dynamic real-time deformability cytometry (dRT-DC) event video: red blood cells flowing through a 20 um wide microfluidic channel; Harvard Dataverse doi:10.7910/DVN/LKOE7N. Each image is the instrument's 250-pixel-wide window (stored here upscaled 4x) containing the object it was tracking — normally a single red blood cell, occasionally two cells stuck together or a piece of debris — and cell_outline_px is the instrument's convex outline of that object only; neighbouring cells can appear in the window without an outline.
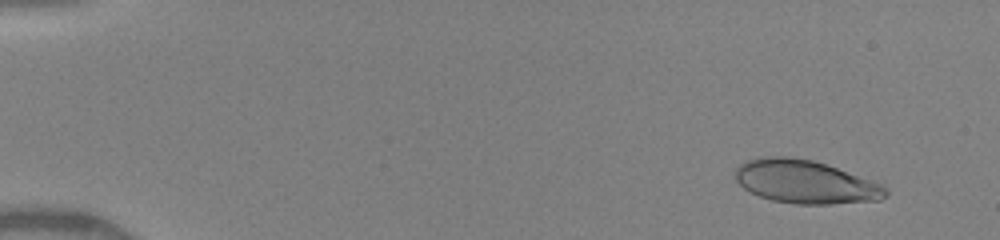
{"species": "human", "species_latin": "Homo sapiens", "temperature_condition": "warm", "stored_images_in_passage": 14, "camera_frame_rate_fps": 3000, "um_per_image_px": 0.085, "donor": {"sex": "female"}, "frame": {"image": 1, "passage_image": 1, "time_ms": 0.0, "image_size_px": [1000, 240], "cell_outline_px": [[888, 196], [880, 200], [832, 204], [796, 204], [772, 200], [760, 196], [744, 188], [732, 176], [736, 168], [740, 164], [748, 160], [764, 156], [784, 156], [812, 160], [884, 184], [888, 188]], "centroid_in_image_um": [68.47, 15.46], "position_along_channel_um": 16.5, "area_um2": 37.97}}
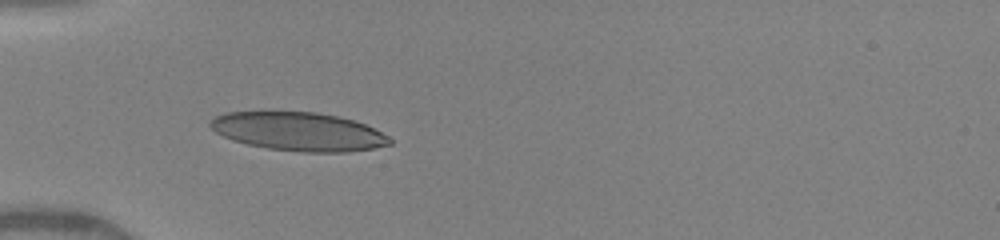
{"frame": {"image": 2, "passage_image": 7, "time_ms": 4.0, "image_size_px": [1000, 240], "cell_outline_px": [[392, 144], [372, 148], [348, 152], [304, 152], [268, 148], [248, 144], [232, 140], [216, 132], [208, 124], [216, 116], [224, 112], [316, 112], [336, 116], [352, 120], [364, 124], [388, 136], [392, 140]], "centroid_in_image_um": [25.37, 11.18], "position_along_channel_um": 59.6, "area_um2": 39.88}}
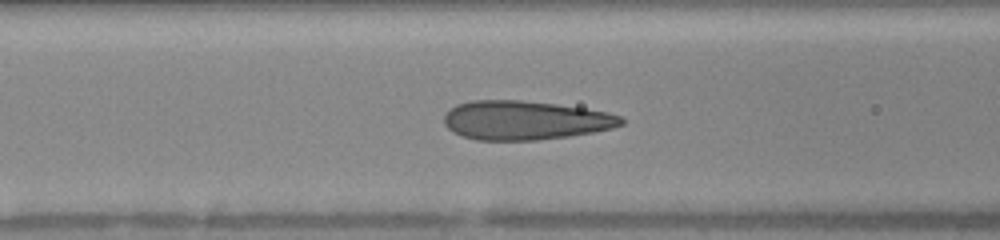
{"frame": {"image": 3, "passage_image": 11, "time_ms": 5.667, "image_size_px": [1000, 240], "cell_outline_px": [[624, 124], [612, 128], [596, 132], [568, 136], [536, 140], [476, 140], [460, 136], [452, 132], [444, 124], [444, 116], [456, 104], [472, 100], [520, 100], [556, 104], [584, 108], [608, 112], [620, 116], [624, 120]], "centroid_in_image_um": [44.62, 10.23], "position_along_channel_um": 122.0, "area_um2": 40.4}}